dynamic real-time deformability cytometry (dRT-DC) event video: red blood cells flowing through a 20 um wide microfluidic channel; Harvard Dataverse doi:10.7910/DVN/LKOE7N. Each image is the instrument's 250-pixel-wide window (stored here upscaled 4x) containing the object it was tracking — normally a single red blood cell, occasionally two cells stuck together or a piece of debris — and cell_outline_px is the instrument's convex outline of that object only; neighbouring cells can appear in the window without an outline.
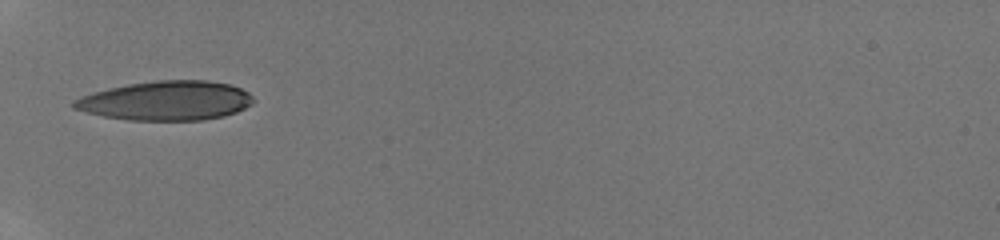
{"species": "human", "species_latin": "Homo sapiens", "temperature_condition": "room temperature", "stored_images_in_passage": 14, "camera_frame_rate_fps": 3000, "um_per_image_px": 0.085, "donor": {"sex": "male"}, "frame": {"image": 1, "passage_image": 1, "time_ms": 0.0, "image_size_px": [1000, 240], "cell_outline_px": [[256, 100], [252, 104], [236, 112], [224, 116], [204, 120], [128, 120], [104, 116], [72, 108], [72, 100], [80, 96], [92, 92], [108, 88], [128, 84], [156, 80], [208, 80], [228, 84], [240, 88], [248, 92]], "centroid_in_image_um": [14.12, 8.55], "position_along_channel_um": 70.9, "area_um2": 41.27}}
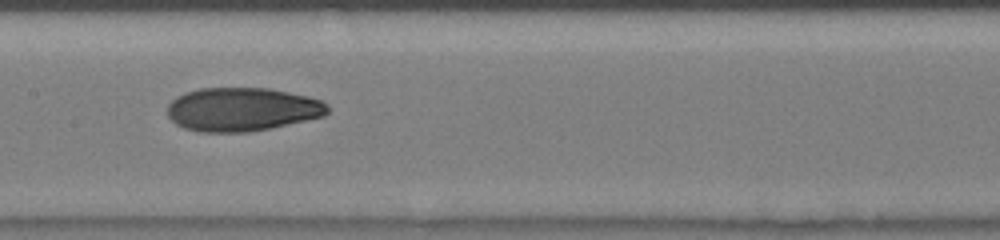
{"frame": {"image": 2, "passage_image": 7, "time_ms": 3.0, "image_size_px": [1000, 240], "cell_outline_px": [[328, 112], [324, 116], [272, 128], [248, 132], [200, 132], [184, 128], [176, 124], [168, 116], [168, 104], [176, 96], [184, 92], [200, 88], [268, 88], [308, 96], [320, 100], [328, 104]], "centroid_in_image_um": [20.57, 9.3], "position_along_channel_um": 186.8, "area_um2": 40.86}}
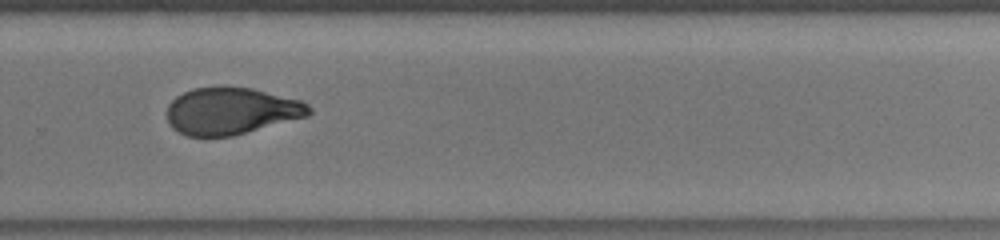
{"frame": {"image": 3, "passage_image": 13, "time_ms": 6.0, "image_size_px": [1000, 240], "cell_outline_px": [[312, 112], [308, 116], [232, 136], [188, 136], [172, 128], [168, 120], [168, 104], [176, 96], [192, 88], [216, 84], [224, 84], [252, 88], [300, 100], [308, 104], [312, 108]], "centroid_in_image_um": [19.65, 9.39], "position_along_channel_um": 310.2, "area_um2": 39.42}}